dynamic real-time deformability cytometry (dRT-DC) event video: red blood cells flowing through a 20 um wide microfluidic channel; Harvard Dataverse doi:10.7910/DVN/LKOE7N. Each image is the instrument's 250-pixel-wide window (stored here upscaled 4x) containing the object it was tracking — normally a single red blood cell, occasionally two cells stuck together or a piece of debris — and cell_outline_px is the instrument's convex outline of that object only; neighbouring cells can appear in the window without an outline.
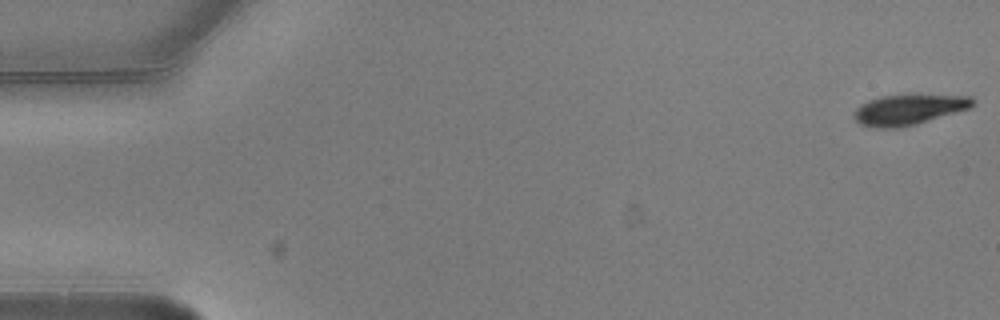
{"species": "common noctule bat (a hibernating species)", "species_latin": "Nyctalus noctula", "temperature_condition": "warm", "stored_images_in_passage": 4, "camera_frame_rate_fps": 3000, "um_per_image_px": 0.085, "animal": {"sex": "male", "body_mass_g": 20.5, "forearm_length_mm": 52.5}, "frame": {"image": 1, "passage_image": 1, "time_ms": 0.0, "image_size_px": [1000, 320], "cell_outline_px": [[976, 104], [972, 108], [916, 124], [896, 128], [876, 128], [860, 124], [852, 116], [856, 108], [860, 104], [868, 100], [880, 96], [912, 92], [916, 92], [972, 96], [976, 100]], "centroid_in_image_um": [77.32, 9.25], "position_along_channel_um": 7.7, "area_um2": 22.25}}
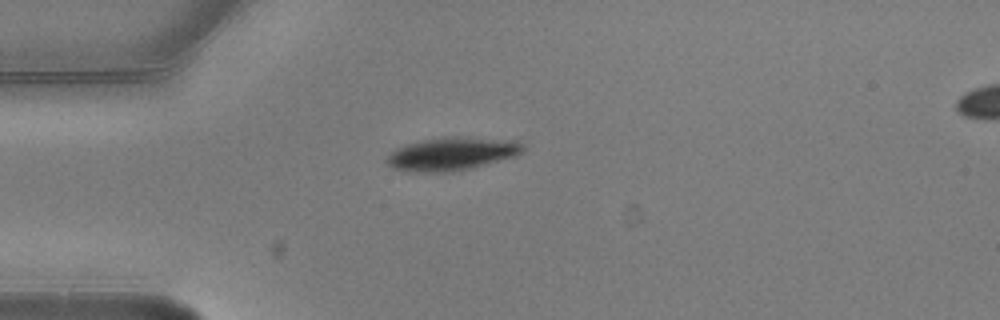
{"frame": {"image": 2, "passage_image": 3, "time_ms": 0.667, "image_size_px": [1000, 320], "cell_outline_px": [[524, 148], [516, 156], [472, 168], [448, 172], [424, 172], [396, 168], [388, 164], [388, 156], [396, 148], [420, 140], [440, 136], [460, 136], [516, 140], [524, 144]], "centroid_in_image_um": [38.48, 13.04], "position_along_channel_um": 46.5, "area_um2": 26.18}}